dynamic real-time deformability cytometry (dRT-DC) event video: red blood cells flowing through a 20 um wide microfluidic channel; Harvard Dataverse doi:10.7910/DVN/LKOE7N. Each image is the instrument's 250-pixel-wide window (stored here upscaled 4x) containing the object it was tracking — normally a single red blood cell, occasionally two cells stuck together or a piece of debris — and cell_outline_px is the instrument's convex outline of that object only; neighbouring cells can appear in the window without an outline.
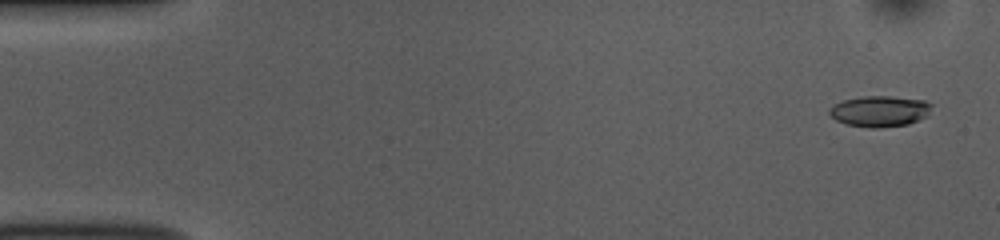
{"species": "common noctule bat (a hibernating species)", "species_latin": "Nyctalus noctula", "temperature_condition": "room temperature", "stored_images_in_passage": 53, "camera_frame_rate_fps": 3000, "um_per_image_px": 0.085, "animal": {"sex": "female", "body_mass_g": 10.0, "forearm_length_mm": 53.1}, "frame": {"image": 1, "passage_image": 3, "time_ms": 0.667, "image_size_px": [1000, 240], "cell_outline_px": [[932, 104], [928, 116], [908, 124], [880, 128], [872, 128], [848, 124], [836, 120], [828, 112], [828, 108], [844, 100], [860, 96], [892, 96], [924, 100]], "centroid_in_image_um": [74.8, 9.45], "position_along_channel_um": 10.2, "area_um2": 18.44}}
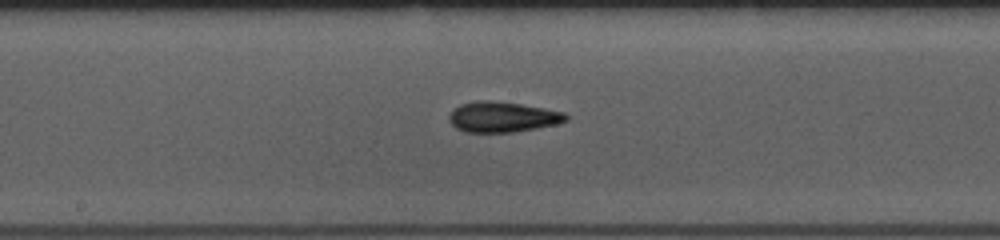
{"frame": {"image": 2, "passage_image": 28, "time_ms": 9.0, "image_size_px": [1000, 240], "cell_outline_px": [[568, 120], [556, 124], [536, 128], [512, 132], [464, 132], [456, 128], [448, 120], [448, 116], [452, 108], [460, 104], [476, 100], [488, 100], [520, 104], [544, 108], [564, 112], [568, 116]], "centroid_in_image_um": [42.67, 9.93], "position_along_channel_um": 205.5, "area_um2": 20.81}}
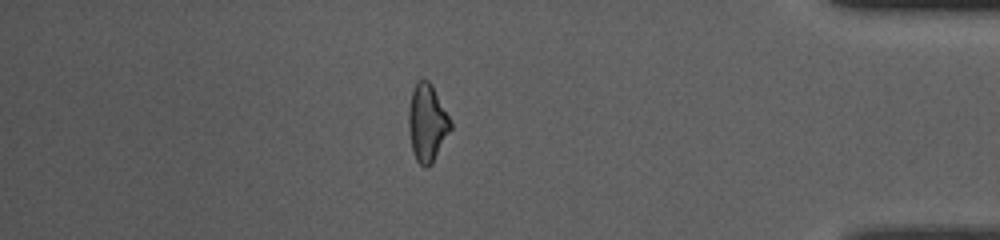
{"frame": {"image": 3, "passage_image": 46, "time_ms": 15.0, "image_size_px": [1000, 240], "cell_outline_px": [[452, 128], [432, 164], [428, 168], [424, 168], [416, 160], [412, 152], [408, 128], [408, 108], [412, 92], [416, 80], [420, 76], [428, 80], [432, 84], [452, 120]], "centroid_in_image_um": [36.31, 10.42], "position_along_channel_um": 398.9, "area_um2": 19.54}, "authors_computed_cell_mechanics": {"area_um2": 18.9006, "velocity_mm_per_s": 3.8278, "shape_relaxation_time_tau1_ms": 7.2511, "shape_relaxation_time_tau2_ms": 2.5188, "deformation_change_tau1": 0.1936, "deformation_change_tau2": 0.1149}}